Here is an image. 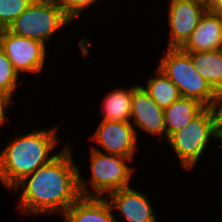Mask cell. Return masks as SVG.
<instances>
[{
  "label": "cell",
  "instance_id": "obj_1",
  "mask_svg": "<svg viewBox=\"0 0 222 222\" xmlns=\"http://www.w3.org/2000/svg\"><path fill=\"white\" fill-rule=\"evenodd\" d=\"M70 141L48 163L23 178L10 191L19 196L16 207L24 216H60L80 197L79 165ZM69 144V145H68ZM21 191V192H20ZM19 192V193H17Z\"/></svg>",
  "mask_w": 222,
  "mask_h": 222
},
{
  "label": "cell",
  "instance_id": "obj_2",
  "mask_svg": "<svg viewBox=\"0 0 222 222\" xmlns=\"http://www.w3.org/2000/svg\"><path fill=\"white\" fill-rule=\"evenodd\" d=\"M58 129V124L43 129L37 127L7 140L0 151V184L7 191L59 153L56 148L64 139L59 137Z\"/></svg>",
  "mask_w": 222,
  "mask_h": 222
},
{
  "label": "cell",
  "instance_id": "obj_3",
  "mask_svg": "<svg viewBox=\"0 0 222 222\" xmlns=\"http://www.w3.org/2000/svg\"><path fill=\"white\" fill-rule=\"evenodd\" d=\"M90 177L84 179L79 167V191L85 197H106L113 191L131 186L137 167L133 160L121 155L107 154L90 147ZM89 186V187H88Z\"/></svg>",
  "mask_w": 222,
  "mask_h": 222
},
{
  "label": "cell",
  "instance_id": "obj_4",
  "mask_svg": "<svg viewBox=\"0 0 222 222\" xmlns=\"http://www.w3.org/2000/svg\"><path fill=\"white\" fill-rule=\"evenodd\" d=\"M216 140L219 142L213 128L210 110L206 107L182 129L174 132L167 139V143L179 159L180 168L190 171L199 164L211 145L214 144L215 147Z\"/></svg>",
  "mask_w": 222,
  "mask_h": 222
},
{
  "label": "cell",
  "instance_id": "obj_5",
  "mask_svg": "<svg viewBox=\"0 0 222 222\" xmlns=\"http://www.w3.org/2000/svg\"><path fill=\"white\" fill-rule=\"evenodd\" d=\"M56 1L33 0L7 29L12 34L50 45L60 30L71 25ZM53 38V39H51Z\"/></svg>",
  "mask_w": 222,
  "mask_h": 222
},
{
  "label": "cell",
  "instance_id": "obj_6",
  "mask_svg": "<svg viewBox=\"0 0 222 222\" xmlns=\"http://www.w3.org/2000/svg\"><path fill=\"white\" fill-rule=\"evenodd\" d=\"M158 68L177 86L181 97L193 98L206 107L215 95L201 74L194 68L190 55L181 48H167Z\"/></svg>",
  "mask_w": 222,
  "mask_h": 222
},
{
  "label": "cell",
  "instance_id": "obj_7",
  "mask_svg": "<svg viewBox=\"0 0 222 222\" xmlns=\"http://www.w3.org/2000/svg\"><path fill=\"white\" fill-rule=\"evenodd\" d=\"M0 46L20 77L28 73V76L44 73L46 57L49 55L48 47L44 43L3 29L0 31Z\"/></svg>",
  "mask_w": 222,
  "mask_h": 222
},
{
  "label": "cell",
  "instance_id": "obj_8",
  "mask_svg": "<svg viewBox=\"0 0 222 222\" xmlns=\"http://www.w3.org/2000/svg\"><path fill=\"white\" fill-rule=\"evenodd\" d=\"M98 123L94 134L89 138L92 142L97 143V147L93 144L91 148L103 153L121 155L134 160L137 151L140 149L133 125L130 122L108 120H100Z\"/></svg>",
  "mask_w": 222,
  "mask_h": 222
},
{
  "label": "cell",
  "instance_id": "obj_9",
  "mask_svg": "<svg viewBox=\"0 0 222 222\" xmlns=\"http://www.w3.org/2000/svg\"><path fill=\"white\" fill-rule=\"evenodd\" d=\"M167 48H181L207 10L204 0H168Z\"/></svg>",
  "mask_w": 222,
  "mask_h": 222
},
{
  "label": "cell",
  "instance_id": "obj_10",
  "mask_svg": "<svg viewBox=\"0 0 222 222\" xmlns=\"http://www.w3.org/2000/svg\"><path fill=\"white\" fill-rule=\"evenodd\" d=\"M130 123L135 129L138 139L141 133L139 130H142L145 135L158 138L157 141L160 143L166 140L164 109L159 107L140 84L133 85Z\"/></svg>",
  "mask_w": 222,
  "mask_h": 222
},
{
  "label": "cell",
  "instance_id": "obj_11",
  "mask_svg": "<svg viewBox=\"0 0 222 222\" xmlns=\"http://www.w3.org/2000/svg\"><path fill=\"white\" fill-rule=\"evenodd\" d=\"M142 192L128 186L111 192L105 198L112 207L113 212L118 214L116 222H159L150 197ZM148 196V197H147ZM116 210V211H115Z\"/></svg>",
  "mask_w": 222,
  "mask_h": 222
},
{
  "label": "cell",
  "instance_id": "obj_12",
  "mask_svg": "<svg viewBox=\"0 0 222 222\" xmlns=\"http://www.w3.org/2000/svg\"><path fill=\"white\" fill-rule=\"evenodd\" d=\"M185 52L222 49V22L215 10H206L189 39L181 47Z\"/></svg>",
  "mask_w": 222,
  "mask_h": 222
},
{
  "label": "cell",
  "instance_id": "obj_13",
  "mask_svg": "<svg viewBox=\"0 0 222 222\" xmlns=\"http://www.w3.org/2000/svg\"><path fill=\"white\" fill-rule=\"evenodd\" d=\"M105 197L81 196L62 215V222H116Z\"/></svg>",
  "mask_w": 222,
  "mask_h": 222
},
{
  "label": "cell",
  "instance_id": "obj_14",
  "mask_svg": "<svg viewBox=\"0 0 222 222\" xmlns=\"http://www.w3.org/2000/svg\"><path fill=\"white\" fill-rule=\"evenodd\" d=\"M205 108L206 106L200 101L187 97H180L169 107L165 108L164 122L166 128V141L174 132L182 129Z\"/></svg>",
  "mask_w": 222,
  "mask_h": 222
},
{
  "label": "cell",
  "instance_id": "obj_15",
  "mask_svg": "<svg viewBox=\"0 0 222 222\" xmlns=\"http://www.w3.org/2000/svg\"><path fill=\"white\" fill-rule=\"evenodd\" d=\"M133 85L127 88L110 89L105 97L102 96L100 109L103 117L100 120L130 122L132 110Z\"/></svg>",
  "mask_w": 222,
  "mask_h": 222
},
{
  "label": "cell",
  "instance_id": "obj_16",
  "mask_svg": "<svg viewBox=\"0 0 222 222\" xmlns=\"http://www.w3.org/2000/svg\"><path fill=\"white\" fill-rule=\"evenodd\" d=\"M187 53L194 68L210 87L215 92L222 91V49Z\"/></svg>",
  "mask_w": 222,
  "mask_h": 222
},
{
  "label": "cell",
  "instance_id": "obj_17",
  "mask_svg": "<svg viewBox=\"0 0 222 222\" xmlns=\"http://www.w3.org/2000/svg\"><path fill=\"white\" fill-rule=\"evenodd\" d=\"M151 75L152 77L148 78L146 85H140L154 99L159 107L165 109L181 97L177 86L161 69L156 67L154 72L152 70Z\"/></svg>",
  "mask_w": 222,
  "mask_h": 222
},
{
  "label": "cell",
  "instance_id": "obj_18",
  "mask_svg": "<svg viewBox=\"0 0 222 222\" xmlns=\"http://www.w3.org/2000/svg\"><path fill=\"white\" fill-rule=\"evenodd\" d=\"M20 78V75L15 71L13 64L0 46V91L15 98L16 90L18 91L17 88L19 87L18 84L20 82L24 84Z\"/></svg>",
  "mask_w": 222,
  "mask_h": 222
},
{
  "label": "cell",
  "instance_id": "obj_19",
  "mask_svg": "<svg viewBox=\"0 0 222 222\" xmlns=\"http://www.w3.org/2000/svg\"><path fill=\"white\" fill-rule=\"evenodd\" d=\"M33 0H0V30L8 29Z\"/></svg>",
  "mask_w": 222,
  "mask_h": 222
},
{
  "label": "cell",
  "instance_id": "obj_20",
  "mask_svg": "<svg viewBox=\"0 0 222 222\" xmlns=\"http://www.w3.org/2000/svg\"><path fill=\"white\" fill-rule=\"evenodd\" d=\"M101 0H58L59 6L62 8L65 16L75 22L86 13L87 9L96 8L97 2Z\"/></svg>",
  "mask_w": 222,
  "mask_h": 222
},
{
  "label": "cell",
  "instance_id": "obj_21",
  "mask_svg": "<svg viewBox=\"0 0 222 222\" xmlns=\"http://www.w3.org/2000/svg\"><path fill=\"white\" fill-rule=\"evenodd\" d=\"M207 108L210 110L215 134L222 144V91L215 92V95Z\"/></svg>",
  "mask_w": 222,
  "mask_h": 222
},
{
  "label": "cell",
  "instance_id": "obj_22",
  "mask_svg": "<svg viewBox=\"0 0 222 222\" xmlns=\"http://www.w3.org/2000/svg\"><path fill=\"white\" fill-rule=\"evenodd\" d=\"M12 102L16 103V102H14V98L13 97L8 96L4 92L0 91V126L1 127H2V125L4 127V124L6 125V123L8 121L7 117H8L9 111H11V110H9V108L10 109L12 108V106H11V104L13 105Z\"/></svg>",
  "mask_w": 222,
  "mask_h": 222
},
{
  "label": "cell",
  "instance_id": "obj_23",
  "mask_svg": "<svg viewBox=\"0 0 222 222\" xmlns=\"http://www.w3.org/2000/svg\"><path fill=\"white\" fill-rule=\"evenodd\" d=\"M207 10H216L222 5V0H204Z\"/></svg>",
  "mask_w": 222,
  "mask_h": 222
},
{
  "label": "cell",
  "instance_id": "obj_24",
  "mask_svg": "<svg viewBox=\"0 0 222 222\" xmlns=\"http://www.w3.org/2000/svg\"><path fill=\"white\" fill-rule=\"evenodd\" d=\"M215 11L219 14V16L221 18V22H222V5L220 7H218Z\"/></svg>",
  "mask_w": 222,
  "mask_h": 222
}]
</instances>
